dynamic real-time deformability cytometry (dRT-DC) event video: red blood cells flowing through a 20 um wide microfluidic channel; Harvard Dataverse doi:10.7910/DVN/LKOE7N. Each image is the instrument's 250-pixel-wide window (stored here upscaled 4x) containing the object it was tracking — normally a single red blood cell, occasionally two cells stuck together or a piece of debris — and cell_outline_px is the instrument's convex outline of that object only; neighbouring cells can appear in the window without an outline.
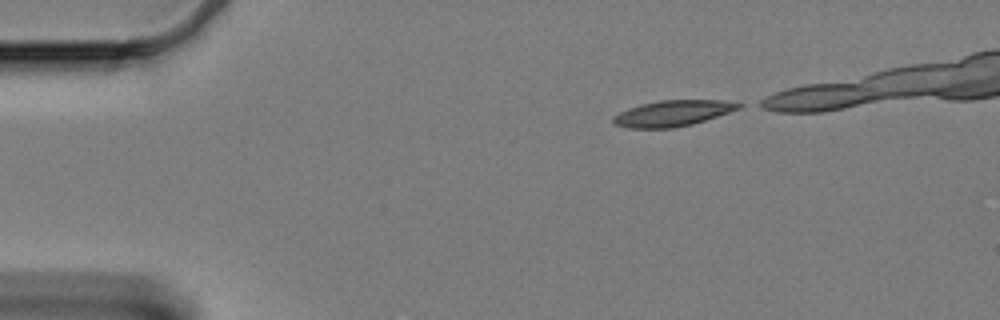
{"species": "Egyptian fruit bat (a non-hibernating species)", "species_latin": "Rousettus aegyptiacus", "temperature_condition": "cold", "stored_images_in_passage": 36, "camera_frame_rate_fps": 3000, "um_per_image_px": 0.085, "animal": {"sex": "female"}, "frame": {"image": 1, "passage_image": 1, "time_ms": 0.0, "image_size_px": [1000, 320], "cell_outline_px": [[744, 104], [740, 108], [692, 124], [672, 128], [628, 128], [612, 124], [612, 116], [628, 108], [660, 100], [720, 100]], "centroid_in_image_um": [57.13, 9.63], "position_along_channel_um": 27.9, "area_um2": 18.73}}
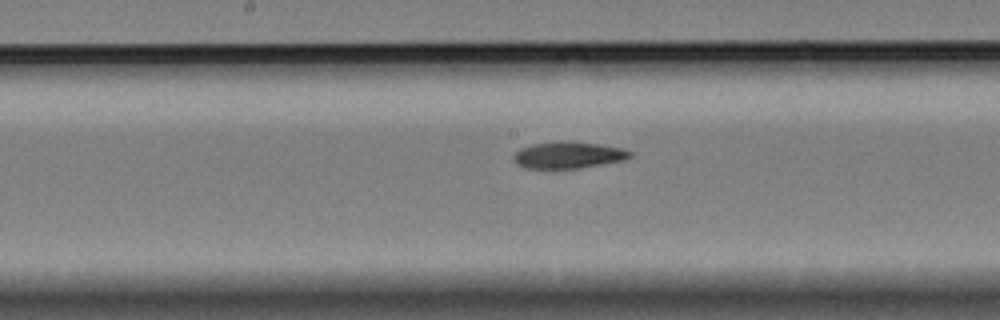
{"frame": {"image": 2, "passage_image": 22, "time_ms": 7.0, "image_size_px": [1000, 320], "cell_outline_px": [[632, 156], [624, 160], [604, 164], [580, 168], [524, 168], [516, 164], [512, 160], [512, 156], [520, 148], [532, 144], [560, 140], [568, 140], [600, 144], [620, 148], [632, 152]], "centroid_in_image_um": [48.27, 13.17], "position_along_channel_um": 199.9, "area_um2": 18.38}}
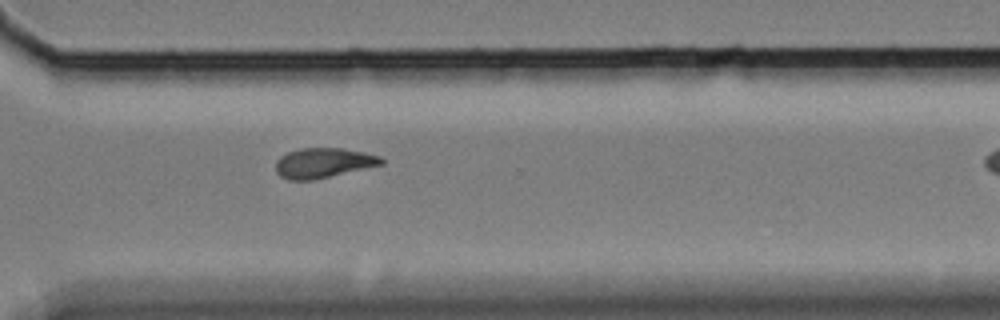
{"frame": {"image": 3, "passage_image": 35, "time_ms": 11.333, "image_size_px": [1000, 320], "cell_outline_px": [[384, 164], [312, 180], [288, 180], [280, 176], [276, 172], [276, 160], [280, 156], [288, 152], [300, 148], [340, 148], [364, 152], [380, 156], [384, 160]], "centroid_in_image_um": [27.47, 13.84], "position_along_channel_um": 343.1, "area_um2": 18.38}}